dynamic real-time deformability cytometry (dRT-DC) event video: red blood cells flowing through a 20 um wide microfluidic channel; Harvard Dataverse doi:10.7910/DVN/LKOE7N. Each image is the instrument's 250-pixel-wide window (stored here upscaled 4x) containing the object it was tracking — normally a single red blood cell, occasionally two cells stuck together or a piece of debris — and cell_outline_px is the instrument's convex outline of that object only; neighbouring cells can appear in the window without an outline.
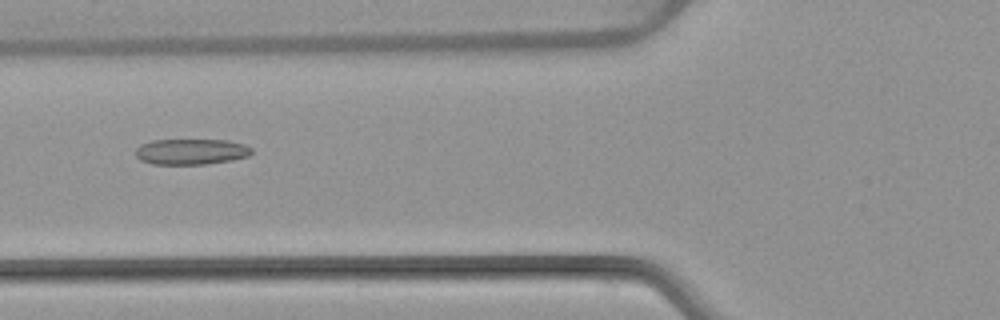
{"species": "common noctule bat (a hibernating species)", "species_latin": "Nyctalus noctula", "temperature_condition": "warm", "stored_images_in_passage": 7, "camera_frame_rate_fps": 3000, "um_per_image_px": 0.085, "animal": {"sex": "female", "body_mass_g": 22.7, "forearm_length_mm": 54.2}, "frame": {"image": 1, "passage_image": 5, "time_ms": 6.333, "image_size_px": [1000, 320], "cell_outline_px": [[252, 152], [248, 156], [232, 160], [204, 164], [152, 164], [140, 160], [136, 156], [136, 148], [140, 144], [152, 140], [228, 140], [244, 144], [252, 148]], "centroid_in_image_um": [16.23, 12.89], "position_along_channel_um": 109.6, "area_um2": 17.46}}
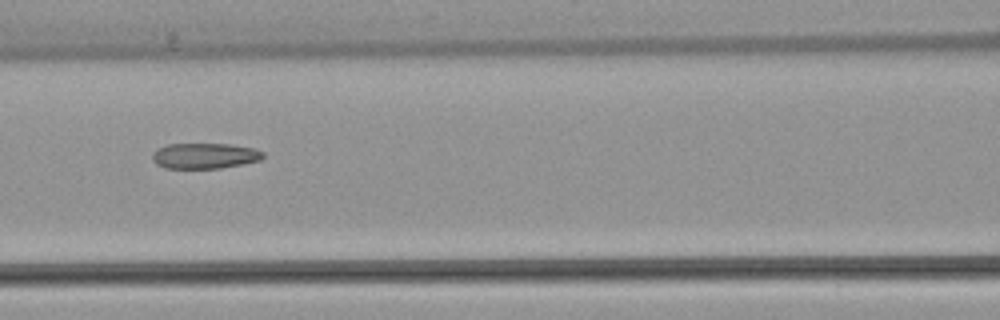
{"frame": {"image": 2, "passage_image": 6, "time_ms": 7.333, "image_size_px": [1000, 320], "cell_outline_px": [[264, 156], [260, 160], [244, 164], [220, 168], [164, 168], [156, 164], [152, 160], [152, 152], [168, 144], [232, 144], [256, 148], [264, 152]], "centroid_in_image_um": [17.42, 13.24], "position_along_channel_um": 149.2, "area_um2": 16.65}}
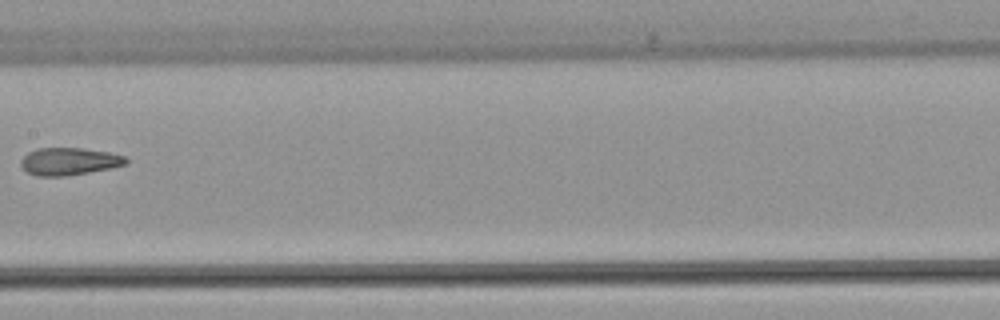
{"frame": {"image": 3, "passage_image": 7, "time_ms": 8.667, "image_size_px": [1000, 320], "cell_outline_px": [[128, 160], [124, 164], [112, 168], [64, 176], [36, 176], [28, 172], [20, 164], [20, 160], [28, 152], [36, 148], [84, 148], [108, 152], [124, 156]], "centroid_in_image_um": [5.85, 13.71], "position_along_channel_um": 201.6, "area_um2": 16.7}}